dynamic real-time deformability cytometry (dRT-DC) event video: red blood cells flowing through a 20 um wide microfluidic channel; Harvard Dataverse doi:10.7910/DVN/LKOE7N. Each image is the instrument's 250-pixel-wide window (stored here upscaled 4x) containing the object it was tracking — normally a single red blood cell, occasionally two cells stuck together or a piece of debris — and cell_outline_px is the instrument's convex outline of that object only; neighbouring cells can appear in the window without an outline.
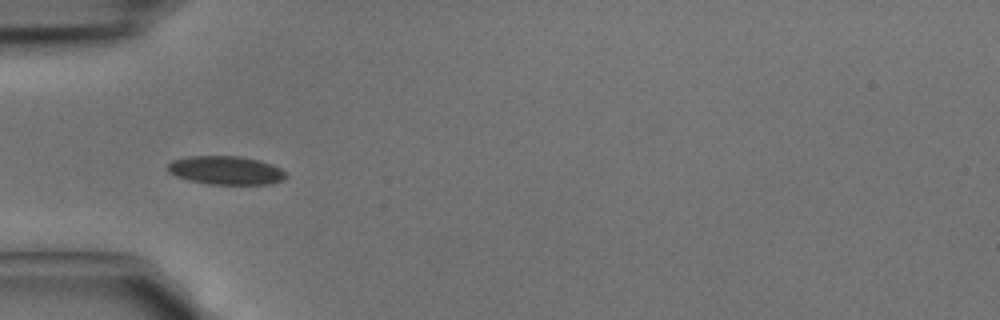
{"species": "common noctule bat (a hibernating species)", "species_latin": "Nyctalus noctula", "temperature_condition": "cold", "stored_images_in_passage": 2, "camera_frame_rate_fps": 3000, "um_per_image_px": 0.085, "animal": {"sex": "male", "body_mass_g": 15.6}, "frame": {"image": 1, "passage_image": 1, "time_ms": 0.0, "image_size_px": [1000, 320], "cell_outline_px": [[288, 176], [284, 180], [268, 184], [208, 184], [188, 180], [176, 176], [168, 172], [168, 164], [172, 160], [188, 156], [240, 156], [260, 160], [272, 164], [288, 172]], "centroid_in_image_um": [19.23, 14.47], "position_along_channel_um": 65.8, "area_um2": 19.88}}